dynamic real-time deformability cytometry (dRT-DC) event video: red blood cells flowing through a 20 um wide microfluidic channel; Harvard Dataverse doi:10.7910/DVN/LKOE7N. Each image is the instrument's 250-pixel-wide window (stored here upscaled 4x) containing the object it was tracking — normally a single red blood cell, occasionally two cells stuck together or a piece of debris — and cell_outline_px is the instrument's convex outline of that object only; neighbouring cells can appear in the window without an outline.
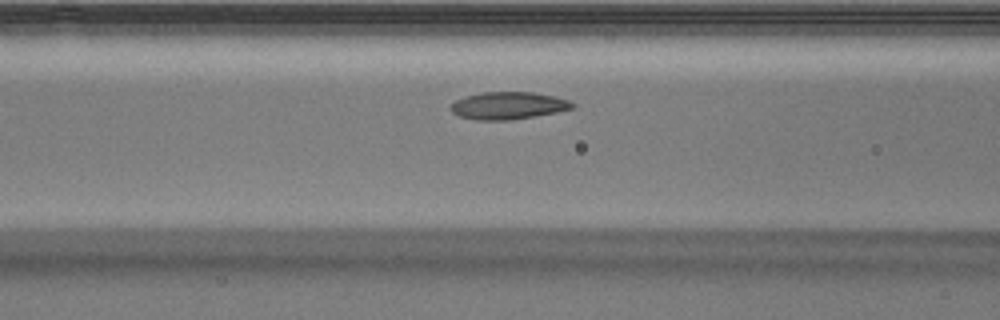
{"species": "Egyptian fruit bat (a non-hibernating species)", "species_latin": "Rousettus aegyptiacus", "temperature_condition": "warm", "stored_images_in_passage": 39, "camera_frame_rate_fps": 3000, "um_per_image_px": 0.085, "animal": {"sex": "male"}, "frame": {"image": 1, "passage_image": 12, "time_ms": 3.667, "image_size_px": [1000, 320], "cell_outline_px": [[576, 108], [536, 116], [508, 120], [476, 120], [460, 116], [452, 112], [448, 108], [456, 100], [464, 96], [484, 92], [532, 92], [556, 96], [568, 100], [576, 104]], "centroid_in_image_um": [43.22, 8.97], "position_along_channel_um": 123.4, "area_um2": 19.54}}
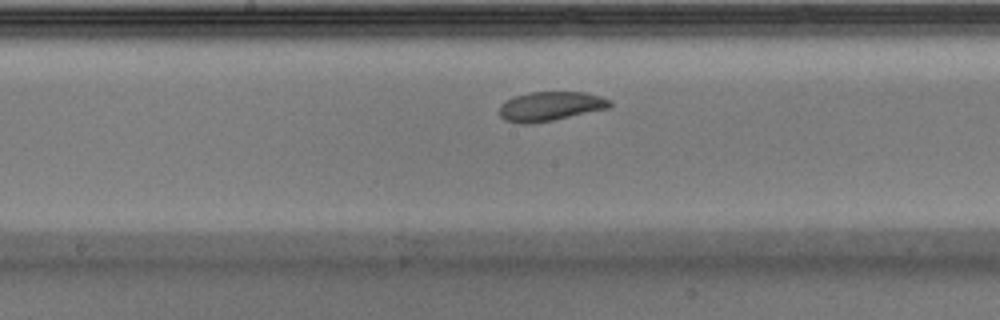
{"frame": {"image": 2, "passage_image": 18, "time_ms": 5.667, "image_size_px": [1000, 320], "cell_outline_px": [[612, 108], [552, 120], [528, 124], [520, 124], [504, 120], [500, 116], [500, 104], [512, 96], [532, 92], [584, 92], [600, 96], [612, 100]], "centroid_in_image_um": [46.8, 9.03], "position_along_channel_um": 201.4, "area_um2": 19.07}}
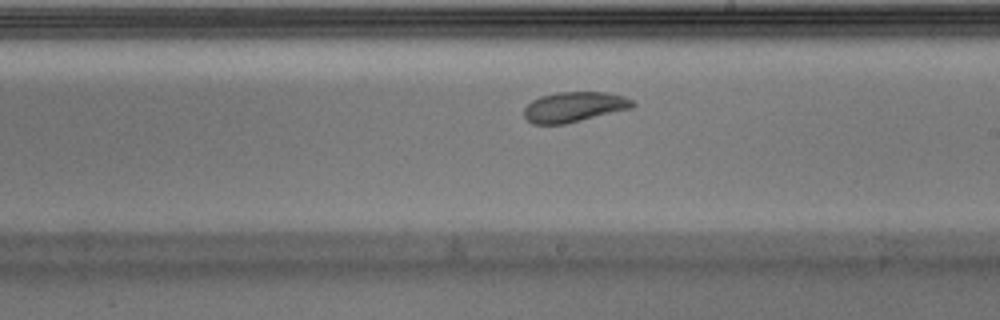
{"frame": {"image": 3, "passage_image": 21, "time_ms": 6.667, "image_size_px": [1000, 320], "cell_outline_px": [[636, 104], [632, 108], [564, 124], [532, 124], [524, 116], [524, 108], [532, 100], [540, 96], [556, 92], [608, 92], [624, 96], [632, 100]], "centroid_in_image_um": [48.8, 9.08], "position_along_channel_um": 240.2, "area_um2": 19.07}}